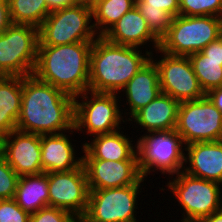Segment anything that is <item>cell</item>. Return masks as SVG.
<instances>
[{"label": "cell", "instance_id": "cell-1", "mask_svg": "<svg viewBox=\"0 0 222 222\" xmlns=\"http://www.w3.org/2000/svg\"><path fill=\"white\" fill-rule=\"evenodd\" d=\"M74 127V96L38 80L22 77L21 113L16 130L33 134H58Z\"/></svg>", "mask_w": 222, "mask_h": 222}, {"label": "cell", "instance_id": "cell-2", "mask_svg": "<svg viewBox=\"0 0 222 222\" xmlns=\"http://www.w3.org/2000/svg\"><path fill=\"white\" fill-rule=\"evenodd\" d=\"M94 41L48 46L38 45L33 75L68 94H82L88 90L90 53Z\"/></svg>", "mask_w": 222, "mask_h": 222}, {"label": "cell", "instance_id": "cell-3", "mask_svg": "<svg viewBox=\"0 0 222 222\" xmlns=\"http://www.w3.org/2000/svg\"><path fill=\"white\" fill-rule=\"evenodd\" d=\"M143 51V52H142ZM151 58V53L139 47L117 45L99 36L92 44L88 90L115 93Z\"/></svg>", "mask_w": 222, "mask_h": 222}, {"label": "cell", "instance_id": "cell-4", "mask_svg": "<svg viewBox=\"0 0 222 222\" xmlns=\"http://www.w3.org/2000/svg\"><path fill=\"white\" fill-rule=\"evenodd\" d=\"M167 183L159 187V191H170V197L177 200L178 208L184 222H199L202 218L222 209V185L197 178L183 170L167 178ZM168 189H167V188ZM183 212V213H182Z\"/></svg>", "mask_w": 222, "mask_h": 222}, {"label": "cell", "instance_id": "cell-5", "mask_svg": "<svg viewBox=\"0 0 222 222\" xmlns=\"http://www.w3.org/2000/svg\"><path fill=\"white\" fill-rule=\"evenodd\" d=\"M137 154L140 172L146 180L158 171L166 178L184 169L185 144L176 130L141 134L137 139Z\"/></svg>", "mask_w": 222, "mask_h": 222}, {"label": "cell", "instance_id": "cell-6", "mask_svg": "<svg viewBox=\"0 0 222 222\" xmlns=\"http://www.w3.org/2000/svg\"><path fill=\"white\" fill-rule=\"evenodd\" d=\"M119 96L115 93L85 91L74 97V127L90 138L122 129L124 119ZM123 122V123H122ZM79 131V132H78ZM85 132V133H84Z\"/></svg>", "mask_w": 222, "mask_h": 222}, {"label": "cell", "instance_id": "cell-7", "mask_svg": "<svg viewBox=\"0 0 222 222\" xmlns=\"http://www.w3.org/2000/svg\"><path fill=\"white\" fill-rule=\"evenodd\" d=\"M221 33V17L178 15L160 40L159 49L170 55L190 56L216 41Z\"/></svg>", "mask_w": 222, "mask_h": 222}, {"label": "cell", "instance_id": "cell-8", "mask_svg": "<svg viewBox=\"0 0 222 222\" xmlns=\"http://www.w3.org/2000/svg\"><path fill=\"white\" fill-rule=\"evenodd\" d=\"M38 44L39 28L11 23L0 33V76L33 75Z\"/></svg>", "mask_w": 222, "mask_h": 222}, {"label": "cell", "instance_id": "cell-9", "mask_svg": "<svg viewBox=\"0 0 222 222\" xmlns=\"http://www.w3.org/2000/svg\"><path fill=\"white\" fill-rule=\"evenodd\" d=\"M92 8L73 5L50 12L39 27V44L57 46L84 41H95Z\"/></svg>", "mask_w": 222, "mask_h": 222}, {"label": "cell", "instance_id": "cell-10", "mask_svg": "<svg viewBox=\"0 0 222 222\" xmlns=\"http://www.w3.org/2000/svg\"><path fill=\"white\" fill-rule=\"evenodd\" d=\"M144 184L89 189L88 208L80 222H139L137 205Z\"/></svg>", "mask_w": 222, "mask_h": 222}, {"label": "cell", "instance_id": "cell-11", "mask_svg": "<svg viewBox=\"0 0 222 222\" xmlns=\"http://www.w3.org/2000/svg\"><path fill=\"white\" fill-rule=\"evenodd\" d=\"M175 130L186 145L222 140V113L204 97L180 102Z\"/></svg>", "mask_w": 222, "mask_h": 222}, {"label": "cell", "instance_id": "cell-12", "mask_svg": "<svg viewBox=\"0 0 222 222\" xmlns=\"http://www.w3.org/2000/svg\"><path fill=\"white\" fill-rule=\"evenodd\" d=\"M154 53L151 54V59L159 71L162 93L179 102L197 100L205 96L188 56L170 55L159 48Z\"/></svg>", "mask_w": 222, "mask_h": 222}, {"label": "cell", "instance_id": "cell-13", "mask_svg": "<svg viewBox=\"0 0 222 222\" xmlns=\"http://www.w3.org/2000/svg\"><path fill=\"white\" fill-rule=\"evenodd\" d=\"M47 177L48 206L68 211L81 220L88 208L90 192L83 164L70 171L49 172Z\"/></svg>", "mask_w": 222, "mask_h": 222}, {"label": "cell", "instance_id": "cell-14", "mask_svg": "<svg viewBox=\"0 0 222 222\" xmlns=\"http://www.w3.org/2000/svg\"><path fill=\"white\" fill-rule=\"evenodd\" d=\"M82 164L89 189L119 188L147 182L142 177L138 160L83 159Z\"/></svg>", "mask_w": 222, "mask_h": 222}, {"label": "cell", "instance_id": "cell-15", "mask_svg": "<svg viewBox=\"0 0 222 222\" xmlns=\"http://www.w3.org/2000/svg\"><path fill=\"white\" fill-rule=\"evenodd\" d=\"M2 156L19 176L43 173L39 134L11 131L3 136Z\"/></svg>", "mask_w": 222, "mask_h": 222}, {"label": "cell", "instance_id": "cell-16", "mask_svg": "<svg viewBox=\"0 0 222 222\" xmlns=\"http://www.w3.org/2000/svg\"><path fill=\"white\" fill-rule=\"evenodd\" d=\"M120 93L122 94H118L120 102L126 100V103L120 104L122 107L125 105V109L123 107L121 111L124 119L128 122L137 111L149 104L161 93L159 71L155 62L150 58L128 81ZM124 97L126 98L124 99Z\"/></svg>", "mask_w": 222, "mask_h": 222}, {"label": "cell", "instance_id": "cell-17", "mask_svg": "<svg viewBox=\"0 0 222 222\" xmlns=\"http://www.w3.org/2000/svg\"><path fill=\"white\" fill-rule=\"evenodd\" d=\"M75 133L77 134V131L73 127L66 132L41 135V164L43 172L70 171L82 165L83 157L75 150L78 146L76 147V144L73 143L79 141L71 138V135L74 136Z\"/></svg>", "mask_w": 222, "mask_h": 222}, {"label": "cell", "instance_id": "cell-18", "mask_svg": "<svg viewBox=\"0 0 222 222\" xmlns=\"http://www.w3.org/2000/svg\"><path fill=\"white\" fill-rule=\"evenodd\" d=\"M103 37L117 45L145 48L151 54L160 46V40L151 32L136 6L125 13Z\"/></svg>", "mask_w": 222, "mask_h": 222}, {"label": "cell", "instance_id": "cell-19", "mask_svg": "<svg viewBox=\"0 0 222 222\" xmlns=\"http://www.w3.org/2000/svg\"><path fill=\"white\" fill-rule=\"evenodd\" d=\"M124 127L112 133L101 134L81 142L83 159H101L110 161L138 160L137 136L124 134ZM122 130V131H121ZM133 142V143H132ZM83 143V144H82Z\"/></svg>", "mask_w": 222, "mask_h": 222}, {"label": "cell", "instance_id": "cell-20", "mask_svg": "<svg viewBox=\"0 0 222 222\" xmlns=\"http://www.w3.org/2000/svg\"><path fill=\"white\" fill-rule=\"evenodd\" d=\"M185 152L184 172L222 185V140L192 143Z\"/></svg>", "mask_w": 222, "mask_h": 222}, {"label": "cell", "instance_id": "cell-21", "mask_svg": "<svg viewBox=\"0 0 222 222\" xmlns=\"http://www.w3.org/2000/svg\"><path fill=\"white\" fill-rule=\"evenodd\" d=\"M179 105V101L161 92L153 101L137 111L127 123L132 125L131 128H138L136 132L143 129L140 133L144 130V133L173 131L176 128Z\"/></svg>", "mask_w": 222, "mask_h": 222}, {"label": "cell", "instance_id": "cell-22", "mask_svg": "<svg viewBox=\"0 0 222 222\" xmlns=\"http://www.w3.org/2000/svg\"><path fill=\"white\" fill-rule=\"evenodd\" d=\"M201 89L209 90L222 86V45L221 35L200 52L188 56Z\"/></svg>", "mask_w": 222, "mask_h": 222}, {"label": "cell", "instance_id": "cell-23", "mask_svg": "<svg viewBox=\"0 0 222 222\" xmlns=\"http://www.w3.org/2000/svg\"><path fill=\"white\" fill-rule=\"evenodd\" d=\"M21 103L22 77L0 76V135L16 130Z\"/></svg>", "mask_w": 222, "mask_h": 222}, {"label": "cell", "instance_id": "cell-24", "mask_svg": "<svg viewBox=\"0 0 222 222\" xmlns=\"http://www.w3.org/2000/svg\"><path fill=\"white\" fill-rule=\"evenodd\" d=\"M136 7L159 40L167 34L174 17L180 15L178 0H136Z\"/></svg>", "mask_w": 222, "mask_h": 222}, {"label": "cell", "instance_id": "cell-25", "mask_svg": "<svg viewBox=\"0 0 222 222\" xmlns=\"http://www.w3.org/2000/svg\"><path fill=\"white\" fill-rule=\"evenodd\" d=\"M47 173L19 176L15 201L26 212L32 214L48 206Z\"/></svg>", "mask_w": 222, "mask_h": 222}, {"label": "cell", "instance_id": "cell-26", "mask_svg": "<svg viewBox=\"0 0 222 222\" xmlns=\"http://www.w3.org/2000/svg\"><path fill=\"white\" fill-rule=\"evenodd\" d=\"M136 0H98L92 7L93 26L98 36H103L129 10Z\"/></svg>", "mask_w": 222, "mask_h": 222}, {"label": "cell", "instance_id": "cell-27", "mask_svg": "<svg viewBox=\"0 0 222 222\" xmlns=\"http://www.w3.org/2000/svg\"><path fill=\"white\" fill-rule=\"evenodd\" d=\"M13 24H28L39 28L50 14L46 0H8Z\"/></svg>", "mask_w": 222, "mask_h": 222}, {"label": "cell", "instance_id": "cell-28", "mask_svg": "<svg viewBox=\"0 0 222 222\" xmlns=\"http://www.w3.org/2000/svg\"><path fill=\"white\" fill-rule=\"evenodd\" d=\"M181 16H217L222 18V0H182Z\"/></svg>", "mask_w": 222, "mask_h": 222}, {"label": "cell", "instance_id": "cell-29", "mask_svg": "<svg viewBox=\"0 0 222 222\" xmlns=\"http://www.w3.org/2000/svg\"><path fill=\"white\" fill-rule=\"evenodd\" d=\"M19 175L9 166L7 160L0 157V200L15 197Z\"/></svg>", "mask_w": 222, "mask_h": 222}, {"label": "cell", "instance_id": "cell-30", "mask_svg": "<svg viewBox=\"0 0 222 222\" xmlns=\"http://www.w3.org/2000/svg\"><path fill=\"white\" fill-rule=\"evenodd\" d=\"M30 222H80V220L68 211L46 206L32 213Z\"/></svg>", "mask_w": 222, "mask_h": 222}, {"label": "cell", "instance_id": "cell-31", "mask_svg": "<svg viewBox=\"0 0 222 222\" xmlns=\"http://www.w3.org/2000/svg\"><path fill=\"white\" fill-rule=\"evenodd\" d=\"M30 215L14 198L0 200V222H30Z\"/></svg>", "mask_w": 222, "mask_h": 222}, {"label": "cell", "instance_id": "cell-32", "mask_svg": "<svg viewBox=\"0 0 222 222\" xmlns=\"http://www.w3.org/2000/svg\"><path fill=\"white\" fill-rule=\"evenodd\" d=\"M8 0H0V33L11 24Z\"/></svg>", "mask_w": 222, "mask_h": 222}, {"label": "cell", "instance_id": "cell-33", "mask_svg": "<svg viewBox=\"0 0 222 222\" xmlns=\"http://www.w3.org/2000/svg\"><path fill=\"white\" fill-rule=\"evenodd\" d=\"M222 113V86L213 88L205 94Z\"/></svg>", "mask_w": 222, "mask_h": 222}, {"label": "cell", "instance_id": "cell-34", "mask_svg": "<svg viewBox=\"0 0 222 222\" xmlns=\"http://www.w3.org/2000/svg\"><path fill=\"white\" fill-rule=\"evenodd\" d=\"M50 12L75 5L74 0H46Z\"/></svg>", "mask_w": 222, "mask_h": 222}, {"label": "cell", "instance_id": "cell-35", "mask_svg": "<svg viewBox=\"0 0 222 222\" xmlns=\"http://www.w3.org/2000/svg\"><path fill=\"white\" fill-rule=\"evenodd\" d=\"M199 222H222V209L202 218Z\"/></svg>", "mask_w": 222, "mask_h": 222}, {"label": "cell", "instance_id": "cell-36", "mask_svg": "<svg viewBox=\"0 0 222 222\" xmlns=\"http://www.w3.org/2000/svg\"><path fill=\"white\" fill-rule=\"evenodd\" d=\"M74 3L92 8L95 5V0H74Z\"/></svg>", "mask_w": 222, "mask_h": 222}, {"label": "cell", "instance_id": "cell-37", "mask_svg": "<svg viewBox=\"0 0 222 222\" xmlns=\"http://www.w3.org/2000/svg\"><path fill=\"white\" fill-rule=\"evenodd\" d=\"M2 149H3V136L0 135V157L2 156Z\"/></svg>", "mask_w": 222, "mask_h": 222}]
</instances>
